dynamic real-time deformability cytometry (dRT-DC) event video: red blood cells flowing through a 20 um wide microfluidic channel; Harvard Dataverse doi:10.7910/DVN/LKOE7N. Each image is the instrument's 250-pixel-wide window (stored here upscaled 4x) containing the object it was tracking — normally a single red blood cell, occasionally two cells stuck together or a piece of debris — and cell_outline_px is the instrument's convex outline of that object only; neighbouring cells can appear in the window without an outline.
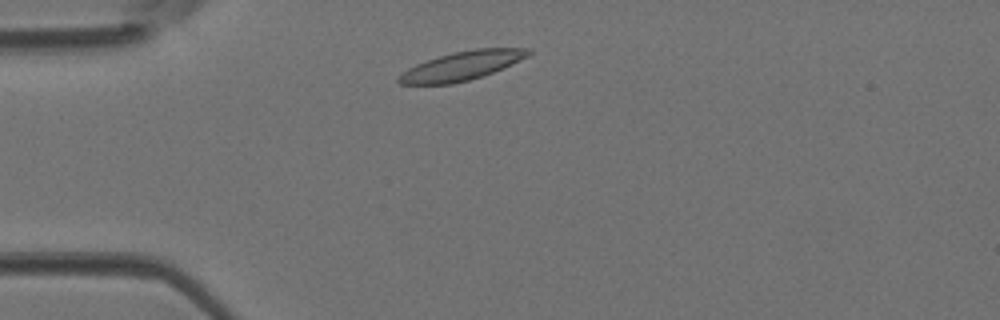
{"species": "Egyptian fruit bat (a non-hibernating species)", "species_latin": "Rousettus aegyptiacus", "temperature_condition": "room temperature", "stored_images_in_passage": 37, "camera_frame_rate_fps": 3000, "um_per_image_px": 0.085, "animal": {"sex": "female"}, "frame": {"image": 1, "passage_image": 4, "time_ms": 1.0, "image_size_px": [1000, 320], "cell_outline_px": [[532, 52], [528, 56], [512, 64], [492, 72], [468, 80], [452, 84], [400, 84], [396, 80], [408, 68], [416, 64], [452, 52], [476, 48], [532, 48]], "centroid_in_image_um": [39.28, 5.58], "position_along_channel_um": 45.7, "area_um2": 21.5}}
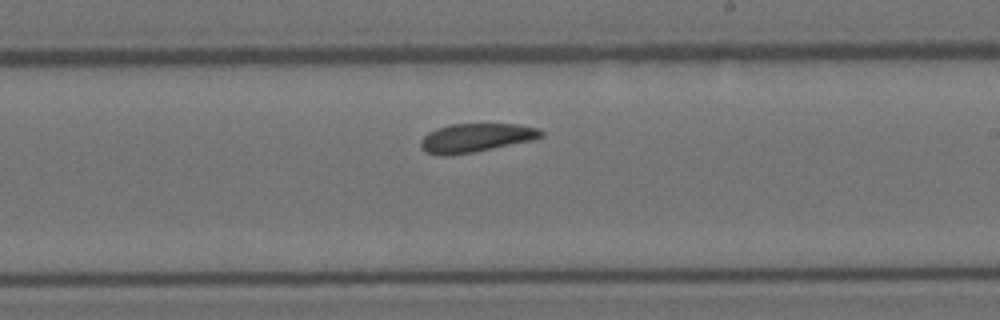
{"frame": {"image": 2, "passage_image": 19, "time_ms": 6.0, "image_size_px": [1000, 320], "cell_outline_px": [[544, 136], [532, 140], [472, 152], [448, 156], [436, 156], [424, 152], [420, 148], [420, 140], [428, 132], [436, 128], [448, 124], [516, 124], [540, 128], [544, 132]], "centroid_in_image_um": [40.4, 11.71], "position_along_channel_um": 248.6, "area_um2": 20.35}}
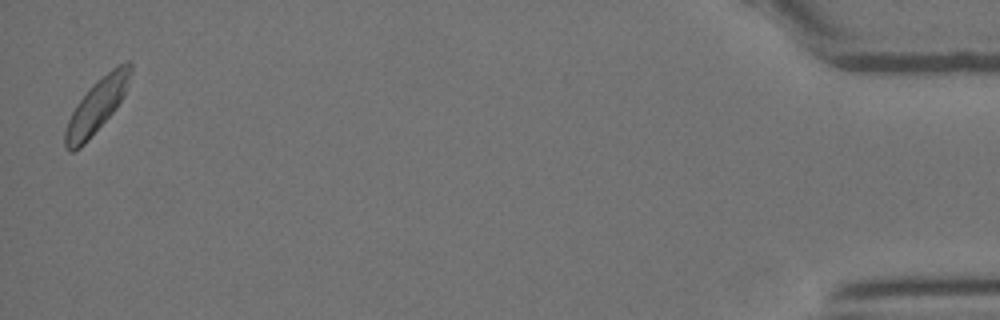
{"frame": {"image": 3, "passage_image": 37, "time_ms": 12.0, "image_size_px": [1000, 320], "cell_outline_px": [[132, 72], [128, 88], [124, 96], [116, 108], [88, 140], [80, 148], [72, 152], [68, 152], [64, 148], [64, 132], [68, 120], [76, 104], [112, 68], [128, 60], [132, 60]], "centroid_in_image_um": [8.24, 9.03], "position_along_channel_um": 427.0, "area_um2": 20.06}}